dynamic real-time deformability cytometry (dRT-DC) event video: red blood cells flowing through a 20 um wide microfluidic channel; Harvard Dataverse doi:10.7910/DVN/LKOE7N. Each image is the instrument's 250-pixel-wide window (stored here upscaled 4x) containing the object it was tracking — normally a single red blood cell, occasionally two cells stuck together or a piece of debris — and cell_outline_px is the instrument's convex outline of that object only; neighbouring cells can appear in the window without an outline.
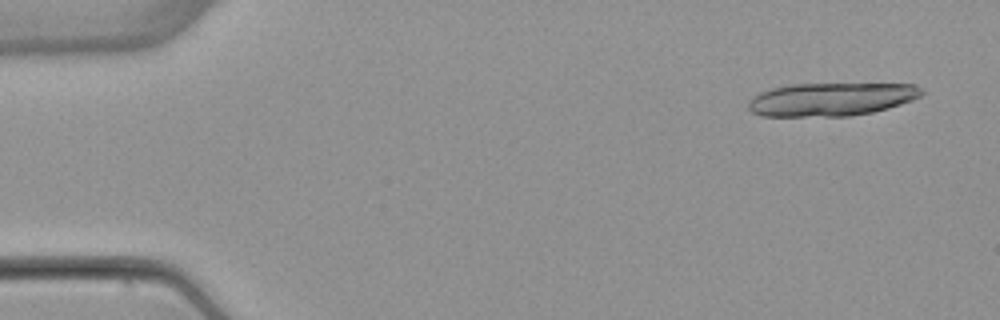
{"species": "common noctule bat (a hibernating species)", "species_latin": "Nyctalus noctula", "temperature_condition": "warm", "stored_images_in_passage": 20, "camera_frame_rate_fps": 3000, "um_per_image_px": 0.085, "animal": {"sex": "female", "body_mass_g": 22.7, "forearm_length_mm": 54.2}, "frame": {"image": 1, "passage_image": 3, "time_ms": 0.667, "image_size_px": [1000, 320], "cell_outline_px": [[924, 92], [920, 96], [912, 100], [888, 108], [872, 112], [852, 116], [760, 116], [752, 112], [748, 108], [748, 100], [760, 92], [772, 88], [792, 84], [916, 84], [924, 88]], "centroid_in_image_um": [70.66, 8.44], "position_along_channel_um": 14.3, "area_um2": 33.7}}